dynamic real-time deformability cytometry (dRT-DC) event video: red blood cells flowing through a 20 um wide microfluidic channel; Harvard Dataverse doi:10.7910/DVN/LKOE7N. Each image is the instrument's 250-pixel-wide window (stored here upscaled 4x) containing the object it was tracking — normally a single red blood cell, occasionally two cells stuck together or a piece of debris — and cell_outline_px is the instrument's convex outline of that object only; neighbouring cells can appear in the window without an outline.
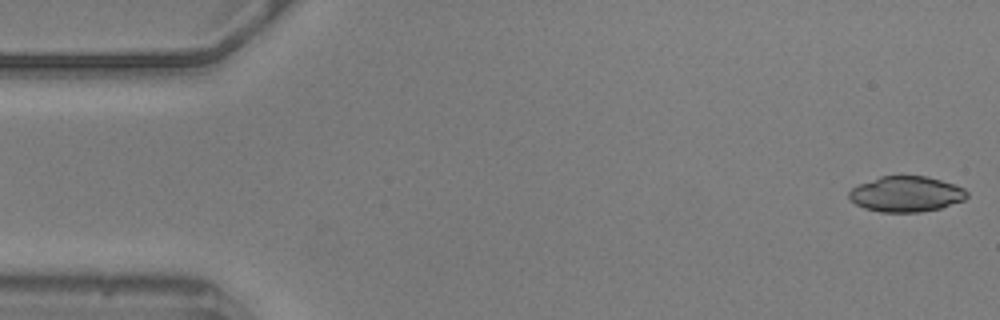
{"species": "common noctule bat (a hibernating species)", "species_latin": "Nyctalus noctula", "temperature_condition": "warm", "stored_images_in_passage": 6, "camera_frame_rate_fps": 3000, "um_per_image_px": 0.085, "animal": {"sex": "male", "body_mass_g": 20.5, "forearm_length_mm": 52.5}, "frame": {"image": 1, "passage_image": 1, "time_ms": 0.0, "image_size_px": [1000, 320], "cell_outline_px": [[968, 196], [964, 200], [940, 208], [920, 212], [880, 212], [864, 208], [856, 204], [848, 196], [848, 192], [852, 188], [860, 184], [880, 176], [928, 176], [964, 188], [968, 192]], "centroid_in_image_um": [77.03, 16.5], "position_along_channel_um": 8.0, "area_um2": 24.33}}